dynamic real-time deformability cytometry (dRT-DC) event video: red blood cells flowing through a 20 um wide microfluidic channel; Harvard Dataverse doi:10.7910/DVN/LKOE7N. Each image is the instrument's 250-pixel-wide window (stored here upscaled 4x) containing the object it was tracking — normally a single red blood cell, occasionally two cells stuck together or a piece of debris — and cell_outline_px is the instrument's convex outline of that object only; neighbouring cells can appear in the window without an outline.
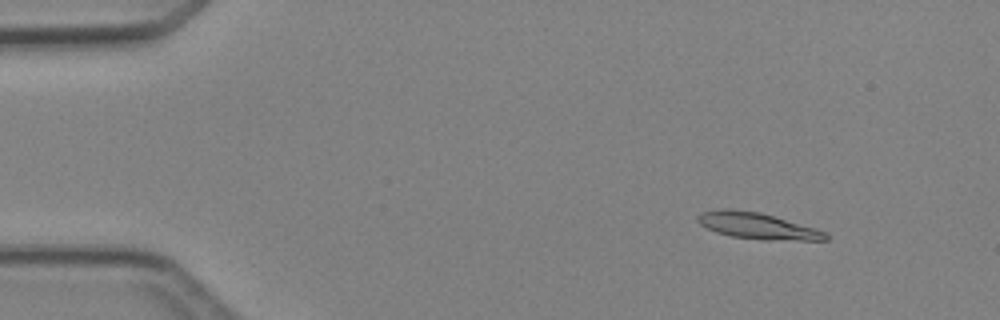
{"species": "Egyptian fruit bat (a non-hibernating species)", "species_latin": "Rousettus aegyptiacus", "temperature_condition": "cold", "stored_images_in_passage": 4, "camera_frame_rate_fps": 3000, "um_per_image_px": 0.085, "animal": {"sex": "female"}, "frame": {"image": 1, "passage_image": 2, "time_ms": 1.333, "image_size_px": [1000, 320], "cell_outline_px": [[828, 240], [764, 240], [732, 236], [716, 232], [700, 224], [696, 220], [696, 216], [700, 212], [720, 208], [724, 208], [760, 212], [816, 228], [824, 232], [828, 236]], "centroid_in_image_um": [64.34, 19.19], "position_along_channel_um": 20.7, "area_um2": 19.59}}